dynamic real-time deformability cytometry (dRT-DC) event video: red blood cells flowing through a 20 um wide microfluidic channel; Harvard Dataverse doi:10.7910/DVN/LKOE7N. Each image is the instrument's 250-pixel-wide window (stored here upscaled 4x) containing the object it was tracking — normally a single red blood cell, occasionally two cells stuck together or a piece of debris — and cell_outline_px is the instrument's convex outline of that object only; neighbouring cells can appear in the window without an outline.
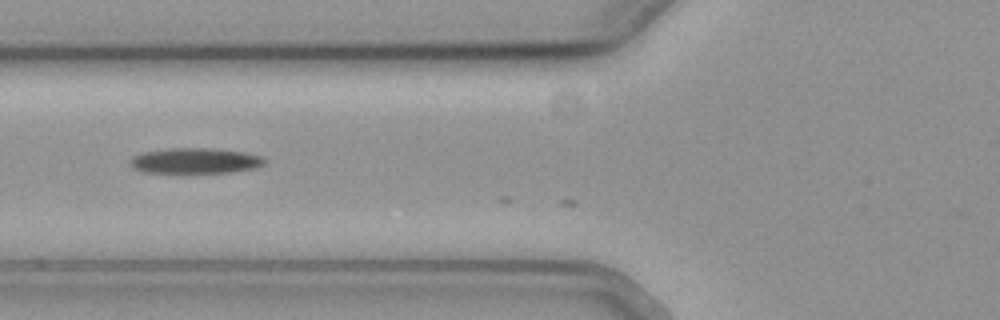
{"species": "common noctule bat (a hibernating species)", "species_latin": "Nyctalus noctula", "temperature_condition": "cold", "stored_images_in_passage": 7, "camera_frame_rate_fps": 3000, "um_per_image_px": 0.085, "animal": {"sex": "female", "body_mass_g": 19.3, "forearm_length_mm": 54.1}, "frame": {"image": 1, "passage_image": 6, "time_ms": 1.667, "image_size_px": [1000, 320], "cell_outline_px": [[264, 164], [256, 168], [232, 172], [188, 176], [184, 176], [144, 172], [132, 168], [128, 164], [128, 160], [132, 156], [144, 152], [172, 148], [212, 148], [244, 152], [260, 156], [264, 160]], "centroid_in_image_um": [16.5, 13.73], "position_along_channel_um": 109.3, "area_um2": 21.21}}